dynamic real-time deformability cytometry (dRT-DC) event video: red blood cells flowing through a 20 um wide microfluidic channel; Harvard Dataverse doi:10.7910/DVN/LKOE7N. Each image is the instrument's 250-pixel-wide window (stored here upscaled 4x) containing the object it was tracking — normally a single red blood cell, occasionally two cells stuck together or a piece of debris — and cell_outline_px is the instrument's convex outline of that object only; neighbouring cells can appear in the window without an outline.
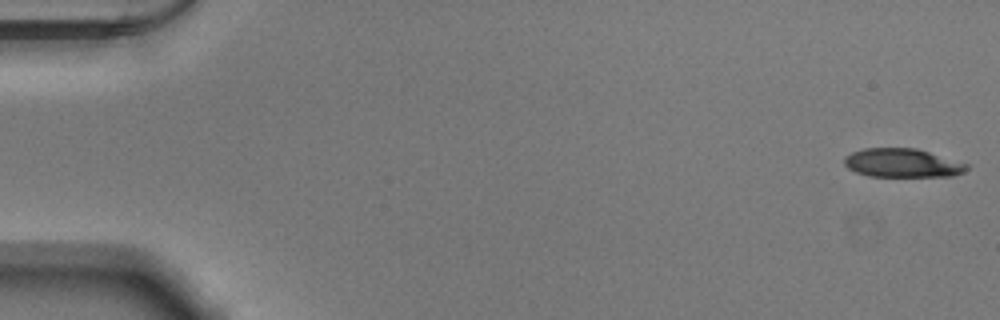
{"species": "Egyptian fruit bat (a non-hibernating species)", "species_latin": "Rousettus aegyptiacus", "temperature_condition": "warm", "stored_images_in_passage": 52, "camera_frame_rate_fps": 3000, "um_per_image_px": 0.085, "animal": {"sex": "male"}, "frame": {"image": 1, "passage_image": 1, "time_ms": 0.0, "image_size_px": [1000, 320], "cell_outline_px": [[968, 168], [964, 172], [952, 176], [868, 176], [856, 172], [848, 168], [844, 164], [844, 156], [852, 152], [864, 148], [916, 148], [968, 164]], "centroid_in_image_um": [76.67, 13.85], "position_along_channel_um": 8.3, "area_um2": 20.4}}
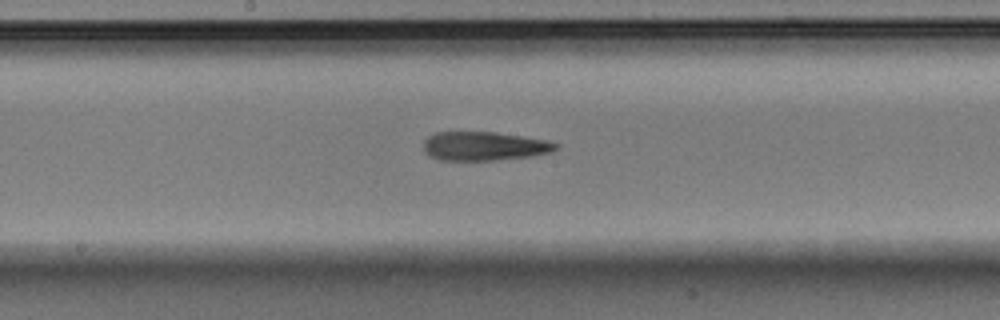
{"frame": {"image": 2, "passage_image": 28, "time_ms": 9.0, "image_size_px": [1000, 320], "cell_outline_px": [[560, 148], [552, 152], [532, 156], [496, 160], [440, 160], [428, 156], [424, 152], [424, 140], [428, 136], [436, 132], [496, 132], [524, 136], [548, 140], [560, 144]], "centroid_in_image_um": [41.2, 12.42], "position_along_channel_um": 207.0, "area_um2": 22.6}}
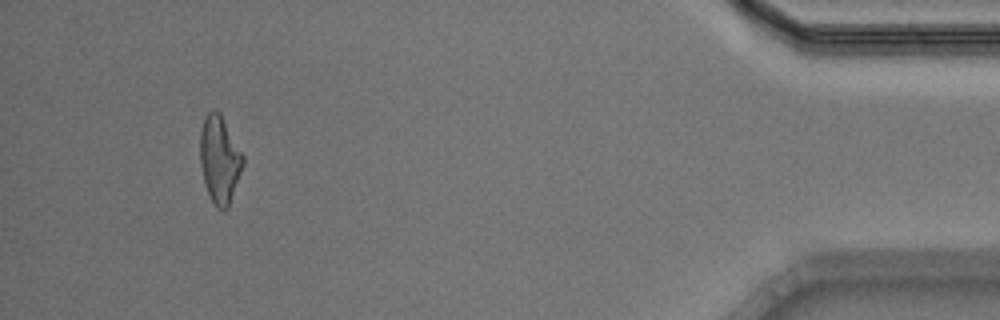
{"frame": {"image": 3, "passage_image": 49, "time_ms": 16.0, "image_size_px": [1000, 320], "cell_outline_px": [[244, 164], [228, 208], [224, 212], [216, 208], [204, 184], [200, 164], [200, 132], [204, 120], [208, 112], [212, 108], [220, 112], [244, 156]], "centroid_in_image_um": [18.67, 13.57], "position_along_channel_um": 416.5, "area_um2": 21.96}, "authors_computed_cell_mechanics": {"area_um2": 22.542, "velocity_mm_per_s": 3.9047, "shape_relaxation_time_tau1_ms": null, "shape_relaxation_time_tau2_ms": 5.3075, "deformation_change_tau1": null, "deformation_change_tau2": 0.1921}}